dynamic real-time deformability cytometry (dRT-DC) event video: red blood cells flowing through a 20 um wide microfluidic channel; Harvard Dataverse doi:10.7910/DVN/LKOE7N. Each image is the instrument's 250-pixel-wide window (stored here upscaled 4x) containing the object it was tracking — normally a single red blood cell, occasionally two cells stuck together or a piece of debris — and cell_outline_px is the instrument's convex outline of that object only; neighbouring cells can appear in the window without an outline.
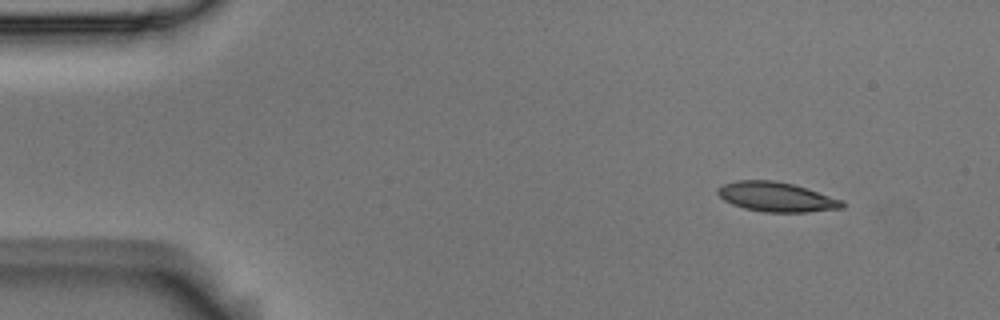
{"species": "Egyptian fruit bat (a non-hibernating species)", "species_latin": "Rousettus aegyptiacus", "temperature_condition": "room temperature", "stored_images_in_passage": 4, "camera_frame_rate_fps": 3000, "um_per_image_px": 0.085, "animal": {"sex": "male"}, "frame": {"image": 1, "passage_image": 1, "time_ms": 0.0, "image_size_px": [1000, 320], "cell_outline_px": [[844, 208], [808, 212], [764, 212], [744, 208], [732, 204], [724, 200], [716, 192], [716, 188], [724, 184], [736, 180], [776, 180], [792, 184], [840, 200], [844, 204]], "centroid_in_image_um": [65.93, 16.74], "position_along_channel_um": 19.1, "area_um2": 21.21}}
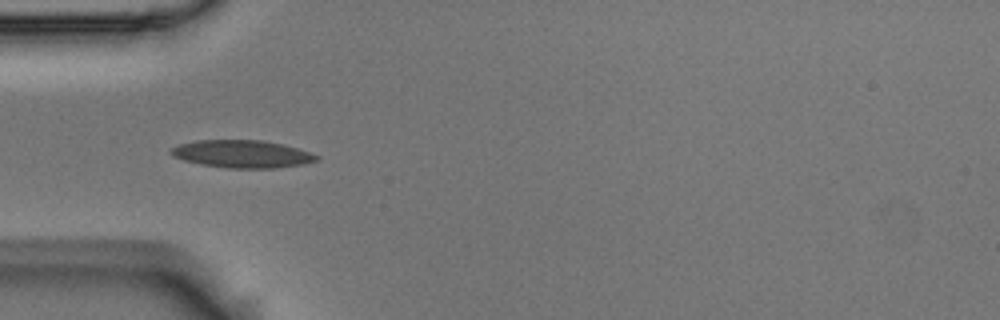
{"frame": {"image": 2, "passage_image": 4, "time_ms": 1.0, "image_size_px": [1000, 320], "cell_outline_px": [[320, 156], [316, 160], [304, 164], [272, 168], [228, 168], [200, 164], [184, 160], [172, 156], [168, 152], [172, 148], [180, 144], [196, 140], [264, 140], [296, 148]], "centroid_in_image_um": [20.53, 13.08], "position_along_channel_um": 64.5, "area_um2": 23.24}}